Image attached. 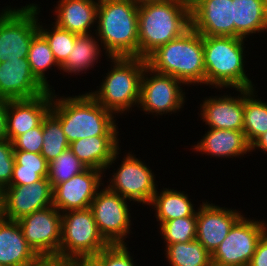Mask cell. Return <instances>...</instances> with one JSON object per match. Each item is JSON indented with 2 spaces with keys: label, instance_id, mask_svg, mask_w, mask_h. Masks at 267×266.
I'll return each instance as SVG.
<instances>
[{
  "label": "cell",
  "instance_id": "obj_31",
  "mask_svg": "<svg viewBox=\"0 0 267 266\" xmlns=\"http://www.w3.org/2000/svg\"><path fill=\"white\" fill-rule=\"evenodd\" d=\"M28 62L35 77L47 88L50 86L45 77V71L52 65L60 68L55 61L51 48L46 39L38 32L32 39L28 52Z\"/></svg>",
  "mask_w": 267,
  "mask_h": 266
},
{
  "label": "cell",
  "instance_id": "obj_4",
  "mask_svg": "<svg viewBox=\"0 0 267 266\" xmlns=\"http://www.w3.org/2000/svg\"><path fill=\"white\" fill-rule=\"evenodd\" d=\"M138 7L129 0H98V36L111 57H138Z\"/></svg>",
  "mask_w": 267,
  "mask_h": 266
},
{
  "label": "cell",
  "instance_id": "obj_18",
  "mask_svg": "<svg viewBox=\"0 0 267 266\" xmlns=\"http://www.w3.org/2000/svg\"><path fill=\"white\" fill-rule=\"evenodd\" d=\"M196 212V240L212 254L242 216L238 211L223 209L208 202Z\"/></svg>",
  "mask_w": 267,
  "mask_h": 266
},
{
  "label": "cell",
  "instance_id": "obj_47",
  "mask_svg": "<svg viewBox=\"0 0 267 266\" xmlns=\"http://www.w3.org/2000/svg\"><path fill=\"white\" fill-rule=\"evenodd\" d=\"M3 219V209H2V200L0 197V221Z\"/></svg>",
  "mask_w": 267,
  "mask_h": 266
},
{
  "label": "cell",
  "instance_id": "obj_23",
  "mask_svg": "<svg viewBox=\"0 0 267 266\" xmlns=\"http://www.w3.org/2000/svg\"><path fill=\"white\" fill-rule=\"evenodd\" d=\"M56 7L55 24L62 29L81 35L88 34L97 20L98 3L94 0H61Z\"/></svg>",
  "mask_w": 267,
  "mask_h": 266
},
{
  "label": "cell",
  "instance_id": "obj_19",
  "mask_svg": "<svg viewBox=\"0 0 267 266\" xmlns=\"http://www.w3.org/2000/svg\"><path fill=\"white\" fill-rule=\"evenodd\" d=\"M232 0H201L191 9V27L202 36L234 37Z\"/></svg>",
  "mask_w": 267,
  "mask_h": 266
},
{
  "label": "cell",
  "instance_id": "obj_48",
  "mask_svg": "<svg viewBox=\"0 0 267 266\" xmlns=\"http://www.w3.org/2000/svg\"><path fill=\"white\" fill-rule=\"evenodd\" d=\"M53 266H63V264L60 262H57L56 260H53Z\"/></svg>",
  "mask_w": 267,
  "mask_h": 266
},
{
  "label": "cell",
  "instance_id": "obj_13",
  "mask_svg": "<svg viewBox=\"0 0 267 266\" xmlns=\"http://www.w3.org/2000/svg\"><path fill=\"white\" fill-rule=\"evenodd\" d=\"M150 71L155 75L145 78V73ZM181 83L183 84L182 81L171 75L155 72L146 66L141 78L138 105L143 106V111L155 112L159 115L180 109L185 97L179 87Z\"/></svg>",
  "mask_w": 267,
  "mask_h": 266
},
{
  "label": "cell",
  "instance_id": "obj_3",
  "mask_svg": "<svg viewBox=\"0 0 267 266\" xmlns=\"http://www.w3.org/2000/svg\"><path fill=\"white\" fill-rule=\"evenodd\" d=\"M53 95L52 93L51 111L60 119L69 144L90 136L117 135L113 113L106 110L89 93L56 101Z\"/></svg>",
  "mask_w": 267,
  "mask_h": 266
},
{
  "label": "cell",
  "instance_id": "obj_11",
  "mask_svg": "<svg viewBox=\"0 0 267 266\" xmlns=\"http://www.w3.org/2000/svg\"><path fill=\"white\" fill-rule=\"evenodd\" d=\"M126 200L106 187L97 192L90 205L98 230L109 244H124L123 237L129 233L131 220Z\"/></svg>",
  "mask_w": 267,
  "mask_h": 266
},
{
  "label": "cell",
  "instance_id": "obj_34",
  "mask_svg": "<svg viewBox=\"0 0 267 266\" xmlns=\"http://www.w3.org/2000/svg\"><path fill=\"white\" fill-rule=\"evenodd\" d=\"M160 227L167 245L190 242L196 239V212L192 216L165 221Z\"/></svg>",
  "mask_w": 267,
  "mask_h": 266
},
{
  "label": "cell",
  "instance_id": "obj_20",
  "mask_svg": "<svg viewBox=\"0 0 267 266\" xmlns=\"http://www.w3.org/2000/svg\"><path fill=\"white\" fill-rule=\"evenodd\" d=\"M43 259L24 238L17 221H0V264L4 266H37Z\"/></svg>",
  "mask_w": 267,
  "mask_h": 266
},
{
  "label": "cell",
  "instance_id": "obj_30",
  "mask_svg": "<svg viewBox=\"0 0 267 266\" xmlns=\"http://www.w3.org/2000/svg\"><path fill=\"white\" fill-rule=\"evenodd\" d=\"M41 155L48 163L69 148L60 119L50 110L43 119Z\"/></svg>",
  "mask_w": 267,
  "mask_h": 266
},
{
  "label": "cell",
  "instance_id": "obj_21",
  "mask_svg": "<svg viewBox=\"0 0 267 266\" xmlns=\"http://www.w3.org/2000/svg\"><path fill=\"white\" fill-rule=\"evenodd\" d=\"M241 97L222 96L219 98H208L203 102V121L212 129H230L243 131L244 122V89H237Z\"/></svg>",
  "mask_w": 267,
  "mask_h": 266
},
{
  "label": "cell",
  "instance_id": "obj_7",
  "mask_svg": "<svg viewBox=\"0 0 267 266\" xmlns=\"http://www.w3.org/2000/svg\"><path fill=\"white\" fill-rule=\"evenodd\" d=\"M108 245L98 230L90 208L62 214L60 263L81 256H96Z\"/></svg>",
  "mask_w": 267,
  "mask_h": 266
},
{
  "label": "cell",
  "instance_id": "obj_27",
  "mask_svg": "<svg viewBox=\"0 0 267 266\" xmlns=\"http://www.w3.org/2000/svg\"><path fill=\"white\" fill-rule=\"evenodd\" d=\"M253 91L244 89L243 132L250 146L267 131V103L251 97Z\"/></svg>",
  "mask_w": 267,
  "mask_h": 266
},
{
  "label": "cell",
  "instance_id": "obj_41",
  "mask_svg": "<svg viewBox=\"0 0 267 266\" xmlns=\"http://www.w3.org/2000/svg\"><path fill=\"white\" fill-rule=\"evenodd\" d=\"M63 266H103L95 256H81L62 263Z\"/></svg>",
  "mask_w": 267,
  "mask_h": 266
},
{
  "label": "cell",
  "instance_id": "obj_16",
  "mask_svg": "<svg viewBox=\"0 0 267 266\" xmlns=\"http://www.w3.org/2000/svg\"><path fill=\"white\" fill-rule=\"evenodd\" d=\"M49 90L32 73L28 58L0 63V98L32 99Z\"/></svg>",
  "mask_w": 267,
  "mask_h": 266
},
{
  "label": "cell",
  "instance_id": "obj_32",
  "mask_svg": "<svg viewBox=\"0 0 267 266\" xmlns=\"http://www.w3.org/2000/svg\"><path fill=\"white\" fill-rule=\"evenodd\" d=\"M86 167L78 157L68 148L54 160L48 163V180L54 188L56 185L68 181L73 176L82 173Z\"/></svg>",
  "mask_w": 267,
  "mask_h": 266
},
{
  "label": "cell",
  "instance_id": "obj_5",
  "mask_svg": "<svg viewBox=\"0 0 267 266\" xmlns=\"http://www.w3.org/2000/svg\"><path fill=\"white\" fill-rule=\"evenodd\" d=\"M243 38L203 36L205 84L253 89L243 65Z\"/></svg>",
  "mask_w": 267,
  "mask_h": 266
},
{
  "label": "cell",
  "instance_id": "obj_35",
  "mask_svg": "<svg viewBox=\"0 0 267 266\" xmlns=\"http://www.w3.org/2000/svg\"><path fill=\"white\" fill-rule=\"evenodd\" d=\"M103 266H135L124 244H109L95 256Z\"/></svg>",
  "mask_w": 267,
  "mask_h": 266
},
{
  "label": "cell",
  "instance_id": "obj_2",
  "mask_svg": "<svg viewBox=\"0 0 267 266\" xmlns=\"http://www.w3.org/2000/svg\"><path fill=\"white\" fill-rule=\"evenodd\" d=\"M146 62L153 71L171 75L185 84H205L203 36L192 27L182 36L158 47Z\"/></svg>",
  "mask_w": 267,
  "mask_h": 266
},
{
  "label": "cell",
  "instance_id": "obj_42",
  "mask_svg": "<svg viewBox=\"0 0 267 266\" xmlns=\"http://www.w3.org/2000/svg\"><path fill=\"white\" fill-rule=\"evenodd\" d=\"M6 139V100L0 98V140Z\"/></svg>",
  "mask_w": 267,
  "mask_h": 266
},
{
  "label": "cell",
  "instance_id": "obj_17",
  "mask_svg": "<svg viewBox=\"0 0 267 266\" xmlns=\"http://www.w3.org/2000/svg\"><path fill=\"white\" fill-rule=\"evenodd\" d=\"M52 92L32 99L6 100V139L11 142L39 126L51 110Z\"/></svg>",
  "mask_w": 267,
  "mask_h": 266
},
{
  "label": "cell",
  "instance_id": "obj_44",
  "mask_svg": "<svg viewBox=\"0 0 267 266\" xmlns=\"http://www.w3.org/2000/svg\"><path fill=\"white\" fill-rule=\"evenodd\" d=\"M188 9H192L197 5L201 0H180Z\"/></svg>",
  "mask_w": 267,
  "mask_h": 266
},
{
  "label": "cell",
  "instance_id": "obj_40",
  "mask_svg": "<svg viewBox=\"0 0 267 266\" xmlns=\"http://www.w3.org/2000/svg\"><path fill=\"white\" fill-rule=\"evenodd\" d=\"M248 266H267V231L259 239Z\"/></svg>",
  "mask_w": 267,
  "mask_h": 266
},
{
  "label": "cell",
  "instance_id": "obj_1",
  "mask_svg": "<svg viewBox=\"0 0 267 266\" xmlns=\"http://www.w3.org/2000/svg\"><path fill=\"white\" fill-rule=\"evenodd\" d=\"M191 28V10L180 0H158L138 7V57L146 59L158 47Z\"/></svg>",
  "mask_w": 267,
  "mask_h": 266
},
{
  "label": "cell",
  "instance_id": "obj_9",
  "mask_svg": "<svg viewBox=\"0 0 267 266\" xmlns=\"http://www.w3.org/2000/svg\"><path fill=\"white\" fill-rule=\"evenodd\" d=\"M266 228L263 221L248 220L241 216L211 254L212 265L248 266Z\"/></svg>",
  "mask_w": 267,
  "mask_h": 266
},
{
  "label": "cell",
  "instance_id": "obj_43",
  "mask_svg": "<svg viewBox=\"0 0 267 266\" xmlns=\"http://www.w3.org/2000/svg\"><path fill=\"white\" fill-rule=\"evenodd\" d=\"M256 147L261 148V150L267 152V131L251 145V151Z\"/></svg>",
  "mask_w": 267,
  "mask_h": 266
},
{
  "label": "cell",
  "instance_id": "obj_28",
  "mask_svg": "<svg viewBox=\"0 0 267 266\" xmlns=\"http://www.w3.org/2000/svg\"><path fill=\"white\" fill-rule=\"evenodd\" d=\"M166 250L171 266H213L211 254L196 239L169 244Z\"/></svg>",
  "mask_w": 267,
  "mask_h": 266
},
{
  "label": "cell",
  "instance_id": "obj_25",
  "mask_svg": "<svg viewBox=\"0 0 267 266\" xmlns=\"http://www.w3.org/2000/svg\"><path fill=\"white\" fill-rule=\"evenodd\" d=\"M234 37L267 30V0H232Z\"/></svg>",
  "mask_w": 267,
  "mask_h": 266
},
{
  "label": "cell",
  "instance_id": "obj_10",
  "mask_svg": "<svg viewBox=\"0 0 267 266\" xmlns=\"http://www.w3.org/2000/svg\"><path fill=\"white\" fill-rule=\"evenodd\" d=\"M27 244L43 260L59 262L62 215L53 205L24 216L17 221Z\"/></svg>",
  "mask_w": 267,
  "mask_h": 266
},
{
  "label": "cell",
  "instance_id": "obj_24",
  "mask_svg": "<svg viewBox=\"0 0 267 266\" xmlns=\"http://www.w3.org/2000/svg\"><path fill=\"white\" fill-rule=\"evenodd\" d=\"M209 130L200 143L195 146L197 151L215 157H231L244 155L251 150L243 131L230 129Z\"/></svg>",
  "mask_w": 267,
  "mask_h": 266
},
{
  "label": "cell",
  "instance_id": "obj_29",
  "mask_svg": "<svg viewBox=\"0 0 267 266\" xmlns=\"http://www.w3.org/2000/svg\"><path fill=\"white\" fill-rule=\"evenodd\" d=\"M99 45L90 34L77 35L72 46V51L66 61L60 66L64 72H81L88 67H92L99 56Z\"/></svg>",
  "mask_w": 267,
  "mask_h": 266
},
{
  "label": "cell",
  "instance_id": "obj_46",
  "mask_svg": "<svg viewBox=\"0 0 267 266\" xmlns=\"http://www.w3.org/2000/svg\"><path fill=\"white\" fill-rule=\"evenodd\" d=\"M37 266H53V260H43L39 265Z\"/></svg>",
  "mask_w": 267,
  "mask_h": 266
},
{
  "label": "cell",
  "instance_id": "obj_14",
  "mask_svg": "<svg viewBox=\"0 0 267 266\" xmlns=\"http://www.w3.org/2000/svg\"><path fill=\"white\" fill-rule=\"evenodd\" d=\"M123 160L118 172L114 173L108 188L125 199L150 205L157 192L152 171L129 153Z\"/></svg>",
  "mask_w": 267,
  "mask_h": 266
},
{
  "label": "cell",
  "instance_id": "obj_33",
  "mask_svg": "<svg viewBox=\"0 0 267 266\" xmlns=\"http://www.w3.org/2000/svg\"><path fill=\"white\" fill-rule=\"evenodd\" d=\"M38 32L46 39L55 61L61 66L72 51L77 35L55 24L53 31H45L38 23Z\"/></svg>",
  "mask_w": 267,
  "mask_h": 266
},
{
  "label": "cell",
  "instance_id": "obj_12",
  "mask_svg": "<svg viewBox=\"0 0 267 266\" xmlns=\"http://www.w3.org/2000/svg\"><path fill=\"white\" fill-rule=\"evenodd\" d=\"M3 218L18 221L53 205V188L47 177L27 185H9L0 192Z\"/></svg>",
  "mask_w": 267,
  "mask_h": 266
},
{
  "label": "cell",
  "instance_id": "obj_39",
  "mask_svg": "<svg viewBox=\"0 0 267 266\" xmlns=\"http://www.w3.org/2000/svg\"><path fill=\"white\" fill-rule=\"evenodd\" d=\"M41 179L39 170L20 169V165L15 162L10 185H27Z\"/></svg>",
  "mask_w": 267,
  "mask_h": 266
},
{
  "label": "cell",
  "instance_id": "obj_45",
  "mask_svg": "<svg viewBox=\"0 0 267 266\" xmlns=\"http://www.w3.org/2000/svg\"><path fill=\"white\" fill-rule=\"evenodd\" d=\"M137 5H141V4H144V3H149V2H152V1H158V0H129Z\"/></svg>",
  "mask_w": 267,
  "mask_h": 266
},
{
  "label": "cell",
  "instance_id": "obj_22",
  "mask_svg": "<svg viewBox=\"0 0 267 266\" xmlns=\"http://www.w3.org/2000/svg\"><path fill=\"white\" fill-rule=\"evenodd\" d=\"M69 148L86 167L100 171L107 169L119 154L117 136H90L70 143Z\"/></svg>",
  "mask_w": 267,
  "mask_h": 266
},
{
  "label": "cell",
  "instance_id": "obj_26",
  "mask_svg": "<svg viewBox=\"0 0 267 266\" xmlns=\"http://www.w3.org/2000/svg\"><path fill=\"white\" fill-rule=\"evenodd\" d=\"M150 204L156 208V218L164 223L176 218L192 216L195 213L188 196L176 190H163L160 195L156 192Z\"/></svg>",
  "mask_w": 267,
  "mask_h": 266
},
{
  "label": "cell",
  "instance_id": "obj_6",
  "mask_svg": "<svg viewBox=\"0 0 267 266\" xmlns=\"http://www.w3.org/2000/svg\"><path fill=\"white\" fill-rule=\"evenodd\" d=\"M111 60L115 65L113 70L99 91L89 94L111 113H123L139 103L141 78L147 62L140 57H111Z\"/></svg>",
  "mask_w": 267,
  "mask_h": 266
},
{
  "label": "cell",
  "instance_id": "obj_15",
  "mask_svg": "<svg viewBox=\"0 0 267 266\" xmlns=\"http://www.w3.org/2000/svg\"><path fill=\"white\" fill-rule=\"evenodd\" d=\"M102 171L87 168L80 174L53 188V206L59 211L83 210L90 208L92 200L101 186Z\"/></svg>",
  "mask_w": 267,
  "mask_h": 266
},
{
  "label": "cell",
  "instance_id": "obj_37",
  "mask_svg": "<svg viewBox=\"0 0 267 266\" xmlns=\"http://www.w3.org/2000/svg\"><path fill=\"white\" fill-rule=\"evenodd\" d=\"M43 121L42 123L20 136H17L13 141L14 150H23L32 153H41L43 147Z\"/></svg>",
  "mask_w": 267,
  "mask_h": 266
},
{
  "label": "cell",
  "instance_id": "obj_8",
  "mask_svg": "<svg viewBox=\"0 0 267 266\" xmlns=\"http://www.w3.org/2000/svg\"><path fill=\"white\" fill-rule=\"evenodd\" d=\"M38 7L6 9L0 14V63L28 58L31 41L38 33Z\"/></svg>",
  "mask_w": 267,
  "mask_h": 266
},
{
  "label": "cell",
  "instance_id": "obj_38",
  "mask_svg": "<svg viewBox=\"0 0 267 266\" xmlns=\"http://www.w3.org/2000/svg\"><path fill=\"white\" fill-rule=\"evenodd\" d=\"M14 158L20 169L39 170L42 178L48 176V162L41 153L14 150Z\"/></svg>",
  "mask_w": 267,
  "mask_h": 266
},
{
  "label": "cell",
  "instance_id": "obj_36",
  "mask_svg": "<svg viewBox=\"0 0 267 266\" xmlns=\"http://www.w3.org/2000/svg\"><path fill=\"white\" fill-rule=\"evenodd\" d=\"M15 163L13 144L10 140H0V192L10 185Z\"/></svg>",
  "mask_w": 267,
  "mask_h": 266
}]
</instances>
